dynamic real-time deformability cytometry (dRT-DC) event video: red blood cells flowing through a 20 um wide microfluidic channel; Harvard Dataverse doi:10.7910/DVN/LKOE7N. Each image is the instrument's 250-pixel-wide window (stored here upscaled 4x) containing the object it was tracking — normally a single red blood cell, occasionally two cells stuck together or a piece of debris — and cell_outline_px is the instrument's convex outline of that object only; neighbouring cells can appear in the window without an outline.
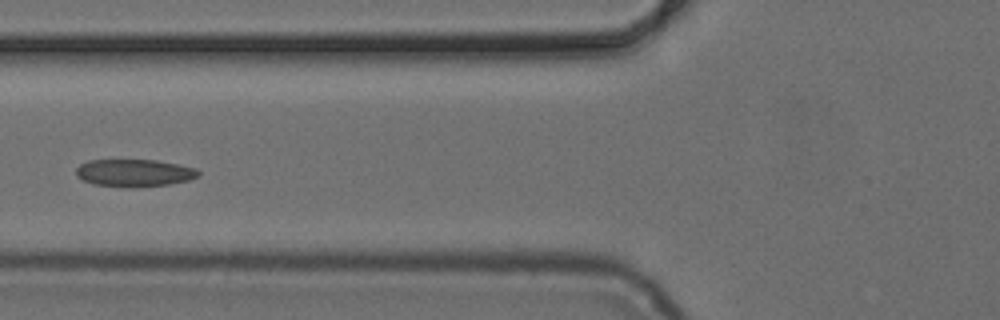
{"species": "common noctule bat (a hibernating species)", "species_latin": "Nyctalus noctula", "temperature_condition": "cold", "stored_images_in_passage": 7, "camera_frame_rate_fps": 3000, "um_per_image_px": 0.085, "animal": {"sex": "female", "body_mass_g": 24.6, "forearm_length_mm": 56.2}, "frame": {"image": 1, "passage_image": 7, "time_ms": 7.0, "image_size_px": [1000, 320], "cell_outline_px": [[200, 176], [188, 180], [168, 184], [128, 188], [124, 188], [96, 184], [84, 180], [76, 176], [76, 168], [80, 164], [88, 160], [156, 160], [180, 164], [196, 168], [200, 172]], "centroid_in_image_um": [11.43, 14.69], "position_along_channel_um": 114.4, "area_um2": 19.65}}